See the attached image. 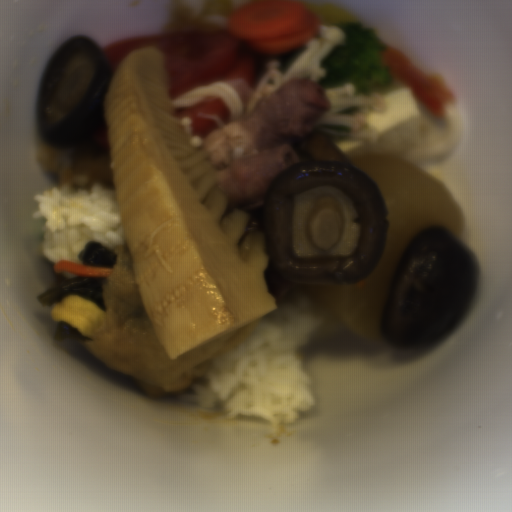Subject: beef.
Segmentation results:
<instances>
[{
    "label": "beef",
    "instance_id": "beef-1",
    "mask_svg": "<svg viewBox=\"0 0 512 512\" xmlns=\"http://www.w3.org/2000/svg\"><path fill=\"white\" fill-rule=\"evenodd\" d=\"M331 110L320 81L289 78L241 119L215 127L198 152L228 198L223 216L231 209L248 216L265 210L276 174L300 162L301 145Z\"/></svg>",
    "mask_w": 512,
    "mask_h": 512
}]
</instances>
